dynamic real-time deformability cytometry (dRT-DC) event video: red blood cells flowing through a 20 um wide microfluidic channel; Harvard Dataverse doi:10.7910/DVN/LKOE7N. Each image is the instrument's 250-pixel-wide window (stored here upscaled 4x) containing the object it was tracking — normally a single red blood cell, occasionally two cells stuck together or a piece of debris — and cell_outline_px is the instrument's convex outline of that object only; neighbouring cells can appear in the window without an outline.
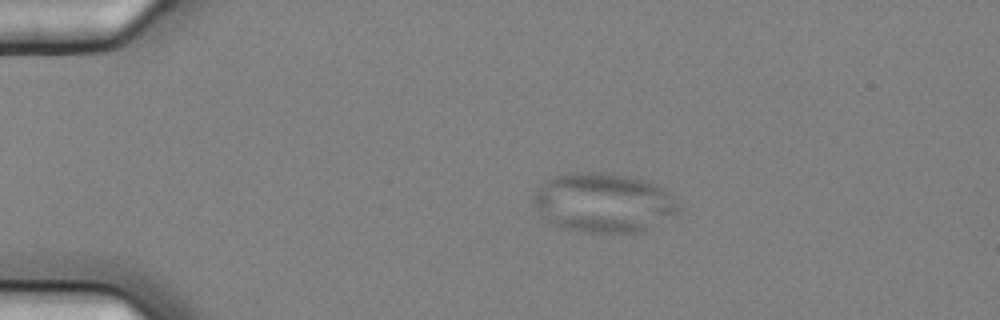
{"species": "common noctule bat (a hibernating species)", "species_latin": "Nyctalus noctula", "temperature_condition": "cold", "stored_images_in_passage": 9, "camera_frame_rate_fps": 3000, "um_per_image_px": 0.085, "animal": {"sex": "female", "body_mass_g": 25.1}, "frame": {"image": 1, "passage_image": 1, "time_ms": 0.0, "image_size_px": [1000, 320], "cell_outline_px": [[680, 212], [644, 232], [588, 232], [568, 228], [556, 224], [540, 216], [532, 200], [532, 196], [540, 184], [544, 180], [552, 176], [576, 172], [600, 172], [628, 176], [644, 180], [656, 184], [664, 188], [668, 192], [680, 208]], "centroid_in_image_um": [51.29, 17.22], "position_along_channel_um": 33.7, "area_um2": 50.23}}